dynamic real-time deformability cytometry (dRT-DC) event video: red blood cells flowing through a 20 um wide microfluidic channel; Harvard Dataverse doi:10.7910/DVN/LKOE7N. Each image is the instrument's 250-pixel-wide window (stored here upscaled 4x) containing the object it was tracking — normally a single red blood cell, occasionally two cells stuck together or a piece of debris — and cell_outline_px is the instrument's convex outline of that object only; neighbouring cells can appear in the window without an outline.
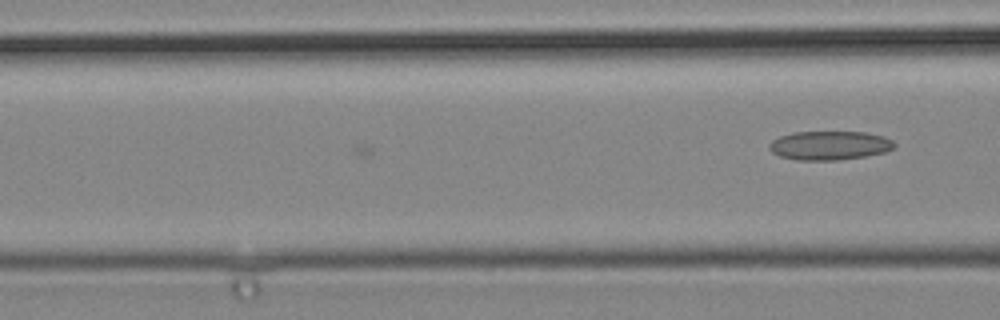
{"species": "common noctule bat (a hibernating species)", "species_latin": "Nyctalus noctula", "temperature_condition": "cold", "stored_images_in_passage": 6, "camera_frame_rate_fps": 3000, "um_per_image_px": 0.085, "animal": {"sex": "male", "body_mass_g": 19.2, "forearm_length_mm": 51.8}, "frame": {"image": 1, "passage_image": 6, "time_ms": 1.667, "image_size_px": [1000, 320], "cell_outline_px": [[896, 144], [892, 148], [884, 152], [864, 156], [840, 160], [796, 160], [780, 156], [772, 152], [768, 148], [768, 144], [772, 140], [780, 136], [792, 132], [864, 132], [884, 136], [892, 140]], "centroid_in_image_um": [70.48, 12.36], "position_along_channel_um": 96.1, "area_um2": 21.1}}